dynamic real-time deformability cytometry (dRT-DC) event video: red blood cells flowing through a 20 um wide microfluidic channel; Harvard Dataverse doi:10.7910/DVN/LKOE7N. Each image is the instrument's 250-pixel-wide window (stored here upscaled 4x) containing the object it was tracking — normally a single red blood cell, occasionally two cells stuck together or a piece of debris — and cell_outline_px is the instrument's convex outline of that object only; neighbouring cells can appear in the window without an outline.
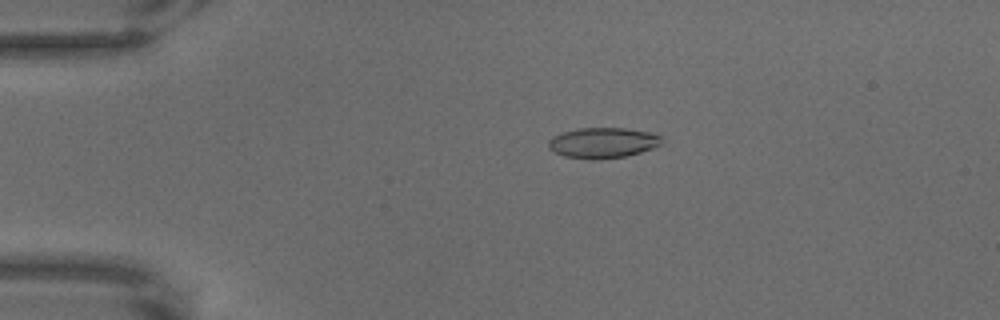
{"species": "common noctule bat (a hibernating species)", "species_latin": "Nyctalus noctula", "temperature_condition": "warm", "stored_images_in_passage": 57, "camera_frame_rate_fps": 3000, "um_per_image_px": 0.085, "animal": {"sex": "male", "body_mass_g": 18.8}, "frame": {"image": 1, "passage_image": 5, "time_ms": 1.333, "image_size_px": [1000, 320], "cell_outline_px": [[660, 144], [652, 148], [640, 152], [624, 156], [600, 160], [588, 160], [564, 156], [548, 148], [548, 140], [552, 136], [560, 132], [580, 128], [624, 128], [648, 132], [660, 136]], "centroid_in_image_um": [51.16, 12.14], "position_along_channel_um": 33.8, "area_um2": 20.11}}
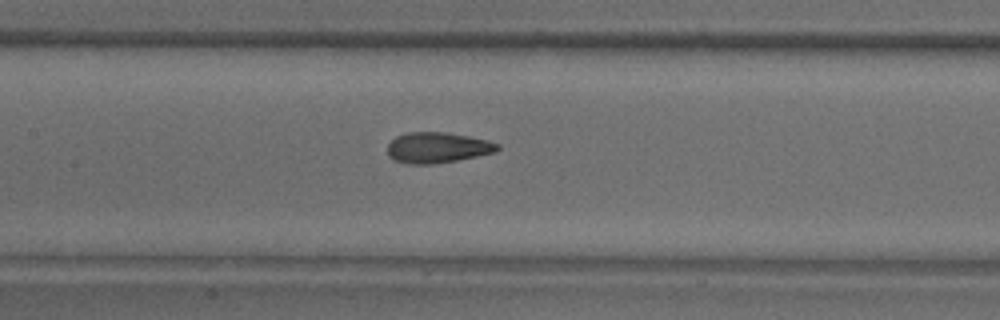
{"frame": {"image": 2, "passage_image": 23, "time_ms": 7.333, "image_size_px": [1000, 320], "cell_outline_px": [[500, 148], [496, 152], [456, 160], [432, 164], [408, 164], [396, 160], [388, 156], [388, 144], [396, 136], [408, 132], [444, 132], [468, 136], [488, 140], [500, 144]], "centroid_in_image_um": [37.19, 12.54], "position_along_channel_um": 170.2, "area_um2": 19.59}}
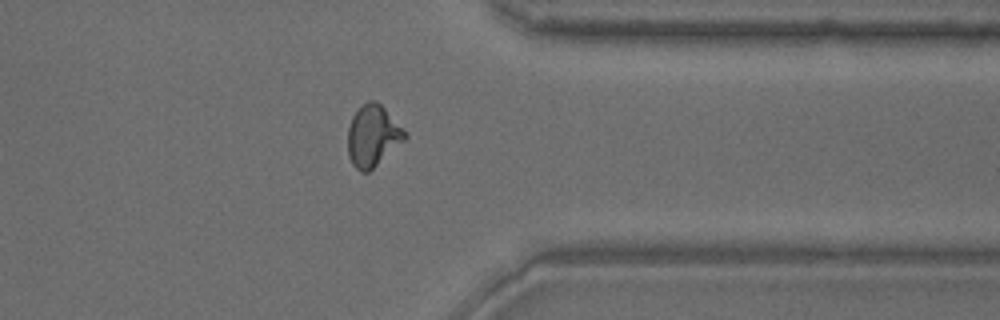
{"frame": {"image": 3, "passage_image": 44, "time_ms": 14.333, "image_size_px": [1000, 320], "cell_outline_px": [[408, 136], [404, 140], [368, 172], [360, 172], [352, 164], [348, 156], [348, 128], [352, 116], [368, 100], [376, 100], [404, 128]], "centroid_in_image_um": [31.68, 11.54], "position_along_channel_um": 379.7, "area_um2": 20.17}}